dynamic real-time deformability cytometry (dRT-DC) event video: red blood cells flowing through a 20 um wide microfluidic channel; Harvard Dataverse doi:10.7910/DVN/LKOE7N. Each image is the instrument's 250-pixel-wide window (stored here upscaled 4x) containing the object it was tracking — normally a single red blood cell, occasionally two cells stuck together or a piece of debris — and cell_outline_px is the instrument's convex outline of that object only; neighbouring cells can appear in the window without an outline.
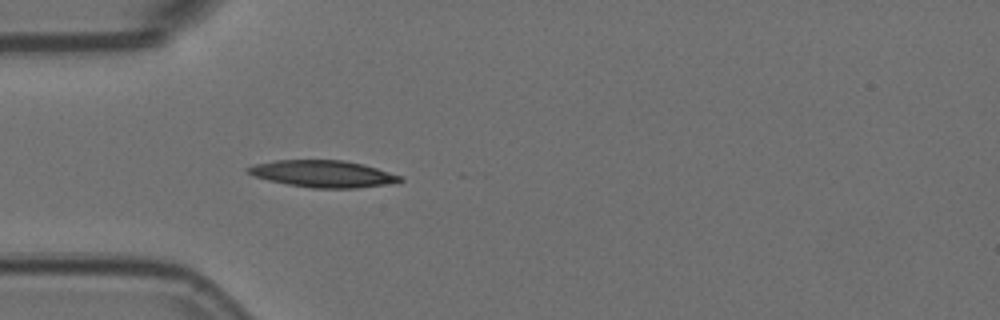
{"species": "Egyptian fruit bat (a non-hibernating species)", "species_latin": "Rousettus aegyptiacus", "temperature_condition": "room temperature", "stored_images_in_passage": 5, "camera_frame_rate_fps": 3000, "um_per_image_px": 0.085, "animal": {"sex": "female"}, "frame": {"image": 1, "passage_image": 5, "time_ms": 1.333, "image_size_px": [1000, 320], "cell_outline_px": [[404, 180], [400, 184], [360, 188], [312, 188], [288, 184], [268, 180], [256, 176], [248, 172], [244, 168], [256, 164], [276, 160], [344, 160], [364, 164], [404, 176]], "centroid_in_image_um": [27.6, 14.78], "position_along_channel_um": 57.4, "area_um2": 24.22}}